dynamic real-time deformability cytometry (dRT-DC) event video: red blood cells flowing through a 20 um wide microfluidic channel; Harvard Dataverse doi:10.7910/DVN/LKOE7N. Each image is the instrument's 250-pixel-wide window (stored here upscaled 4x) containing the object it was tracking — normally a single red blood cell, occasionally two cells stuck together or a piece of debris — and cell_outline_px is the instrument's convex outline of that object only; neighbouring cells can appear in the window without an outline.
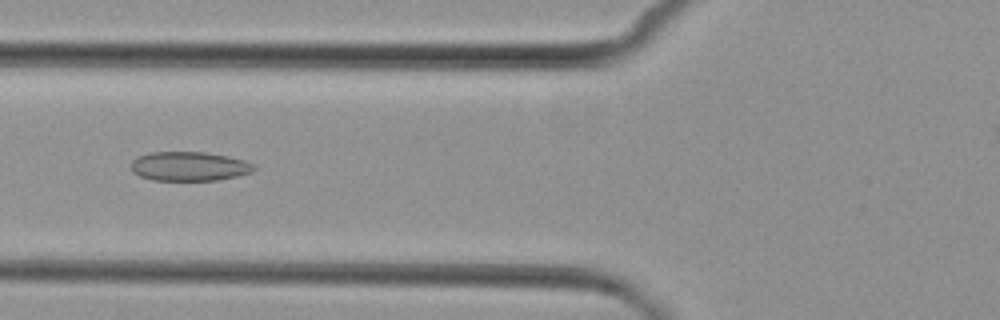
{"species": "common noctule bat (a hibernating species)", "species_latin": "Nyctalus noctula", "temperature_condition": "cold", "stored_images_in_passage": 5, "camera_frame_rate_fps": 3000, "um_per_image_px": 0.085, "animal": {"sex": "female", "body_mass_g": 29.2, "forearm_length_mm": 56.3}, "frame": {"image": 1, "passage_image": 5, "time_ms": 5.0, "image_size_px": [1000, 320], "cell_outline_px": [[256, 168], [252, 172], [236, 176], [216, 180], [152, 180], [140, 176], [132, 172], [132, 160], [136, 156], [152, 152], [204, 152], [228, 156], [244, 160], [252, 164]], "centroid_in_image_um": [16.06, 14.13], "position_along_channel_um": 109.7, "area_um2": 20.87}}